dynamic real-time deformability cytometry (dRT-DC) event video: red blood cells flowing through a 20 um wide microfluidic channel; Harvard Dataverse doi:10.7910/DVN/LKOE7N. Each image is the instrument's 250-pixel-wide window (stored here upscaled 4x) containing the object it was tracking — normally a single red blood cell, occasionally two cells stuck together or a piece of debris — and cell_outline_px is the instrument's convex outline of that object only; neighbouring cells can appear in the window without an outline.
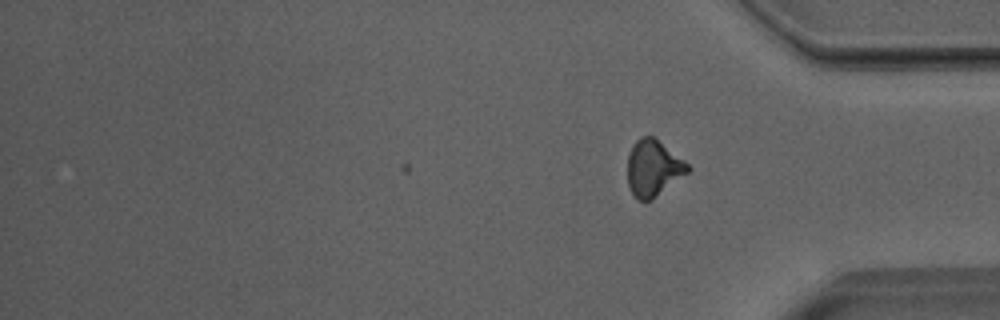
{"species": "Egyptian fruit bat (a non-hibernating species)", "species_latin": "Rousettus aegyptiacus", "temperature_condition": "room temperature", "stored_images_in_passage": 24, "camera_frame_rate_fps": 3000, "um_per_image_px": 0.085, "animal": {"sex": "male"}, "frame": {"image": 1, "passage_image": 24, "time_ms": 7.667, "image_size_px": [1000, 320], "cell_outline_px": [[692, 168], [688, 172], [652, 200], [636, 200], [628, 184], [628, 152], [632, 144], [640, 136], [652, 136], [684, 160]], "centroid_in_image_um": [55.51, 14.29], "position_along_channel_um": 379.7, "area_um2": 19.65}}